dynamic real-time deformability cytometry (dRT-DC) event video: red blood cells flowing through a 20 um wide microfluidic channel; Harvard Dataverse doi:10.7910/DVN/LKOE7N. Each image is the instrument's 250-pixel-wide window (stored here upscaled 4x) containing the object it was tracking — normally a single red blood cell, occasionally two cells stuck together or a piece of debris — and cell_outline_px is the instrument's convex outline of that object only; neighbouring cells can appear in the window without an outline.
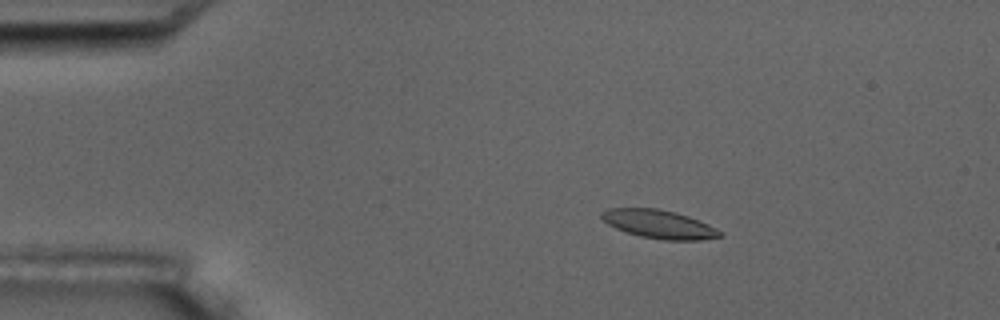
{"species": "common noctule bat (a hibernating species)", "species_latin": "Nyctalus noctula", "temperature_condition": "room temperature", "stored_images_in_passage": 5, "camera_frame_rate_fps": 3000, "um_per_image_px": 0.085, "animal": {"sex": "male", "body_mass_g": 17.5, "forearm_length_mm": 52.3}, "frame": {"image": 1, "passage_image": 3, "time_ms": 2.333, "image_size_px": [1000, 320], "cell_outline_px": [[724, 236], [700, 240], [664, 240], [640, 236], [624, 232], [608, 224], [600, 216], [600, 212], [608, 208], [660, 208], [676, 212], [688, 216], [708, 224], [724, 232]], "centroid_in_image_um": [56.03, 19.05], "position_along_channel_um": 29.0, "area_um2": 19.83}}